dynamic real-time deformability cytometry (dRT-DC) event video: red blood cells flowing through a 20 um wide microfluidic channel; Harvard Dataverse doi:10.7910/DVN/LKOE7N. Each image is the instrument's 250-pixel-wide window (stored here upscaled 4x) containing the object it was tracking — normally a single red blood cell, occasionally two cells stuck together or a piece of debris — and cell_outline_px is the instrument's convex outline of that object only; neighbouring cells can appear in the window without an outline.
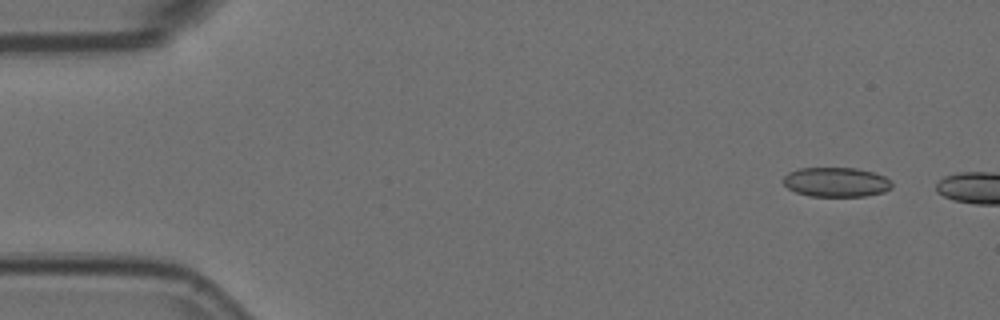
{"species": "Egyptian fruit bat (a non-hibernating species)", "species_latin": "Rousettus aegyptiacus", "temperature_condition": "room temperature", "stored_images_in_passage": 4, "camera_frame_rate_fps": 3000, "um_per_image_px": 0.085, "animal": {"sex": "female"}, "frame": {"image": 1, "passage_image": 1, "time_ms": 0.0, "image_size_px": [1000, 320], "cell_outline_px": [[892, 188], [884, 192], [864, 196], [808, 196], [796, 192], [788, 188], [780, 180], [788, 172], [800, 168], [856, 168], [872, 172], [884, 176], [892, 180]], "centroid_in_image_um": [71.06, 15.48], "position_along_channel_um": 13.9, "area_um2": 18.84}}